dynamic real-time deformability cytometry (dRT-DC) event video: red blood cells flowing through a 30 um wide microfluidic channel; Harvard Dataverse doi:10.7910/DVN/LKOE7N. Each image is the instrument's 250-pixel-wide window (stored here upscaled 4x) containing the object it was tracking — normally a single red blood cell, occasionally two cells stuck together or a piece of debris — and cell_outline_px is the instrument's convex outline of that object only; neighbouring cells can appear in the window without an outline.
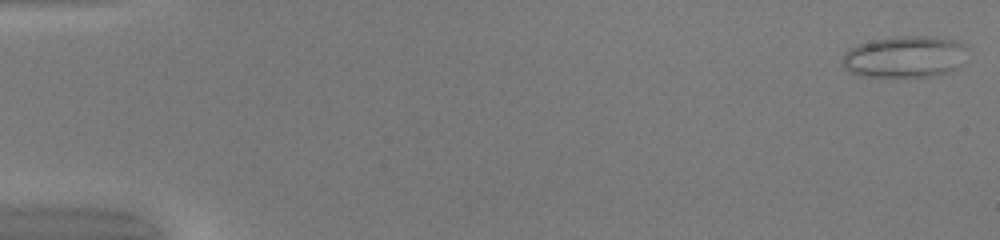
{"species": "common noctule bat (a hibernating species)", "species_latin": "Nyctalus noctula", "temperature_condition": "warm", "stored_images_in_passage": 49, "camera_frame_rate_fps": 3000, "um_per_image_px": 0.085, "animal": {"sex": "female", "body_mass_g": 20.0, "forearm_length_mm": 54.0}, "frame": {"image": 1, "passage_image": 1, "time_ms": 0.0, "image_size_px": [1000, 240], "cell_outline_px": [[968, 48], [960, 68], [948, 72], [928, 76], [864, 76], [852, 72], [844, 68], [844, 52], [848, 48], [872, 40], [904, 36], [924, 36], [956, 40]], "centroid_in_image_um": [76.94, 4.82], "position_along_channel_um": 8.1, "area_um2": 30.06}}
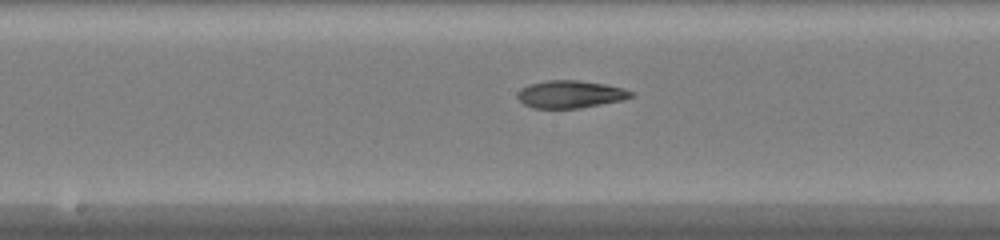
{"frame": {"image": 2, "passage_image": 26, "time_ms": 8.333, "image_size_px": [1000, 240], "cell_outline_px": [[632, 96], [620, 100], [580, 108], [532, 108], [524, 104], [516, 96], [516, 92], [520, 88], [528, 84], [548, 80], [576, 80], [604, 84], [624, 88], [632, 92]], "centroid_in_image_um": [48.4, 8.0], "position_along_channel_um": 199.8, "area_um2": 18.09}}
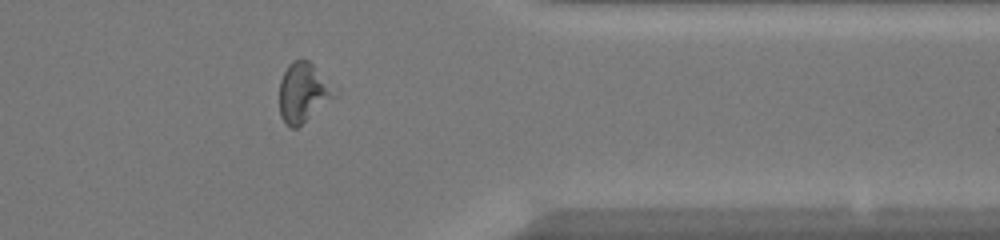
{"frame": {"image": 3, "passage_image": 40, "time_ms": 13.0, "image_size_px": [1000, 240], "cell_outline_px": [[340, 92], [336, 96], [296, 128], [288, 128], [284, 124], [280, 116], [280, 80], [288, 64], [296, 60], [308, 60]], "centroid_in_image_um": [25.78, 7.88], "position_along_channel_um": 385.6, "area_um2": 19.07}, "authors_computed_cell_mechanics": {"area_um2": 19.2474, "velocity_mm_per_s": 4.2314, "shape_relaxation_time_tau1_ms": null, "shape_relaxation_time_tau2_ms": 3.6536, "deformation_change_tau1": null, "deformation_change_tau2": 0.1129}}